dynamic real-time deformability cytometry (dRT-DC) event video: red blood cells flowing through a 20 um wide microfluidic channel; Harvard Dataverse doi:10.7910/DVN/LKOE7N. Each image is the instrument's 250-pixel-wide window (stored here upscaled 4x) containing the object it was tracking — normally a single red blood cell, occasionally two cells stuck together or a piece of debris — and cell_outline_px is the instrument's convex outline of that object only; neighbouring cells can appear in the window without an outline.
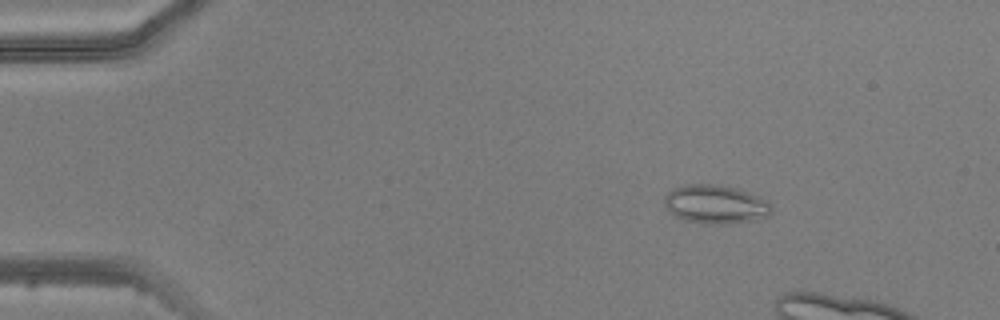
{"species": "common noctule bat (a hibernating species)", "species_latin": "Nyctalus noctula", "temperature_condition": "warm", "stored_images_in_passage": 4, "camera_frame_rate_fps": 3000, "um_per_image_px": 0.085, "animal": {"sex": "male", "body_mass_g": 20.5, "forearm_length_mm": 52.5}, "frame": {"image": 1, "passage_image": 2, "time_ms": 1.0, "image_size_px": [1000, 320], "cell_outline_px": [[772, 212], [768, 216], [756, 220], [712, 224], [704, 224], [688, 220], [676, 216], [664, 204], [664, 196], [672, 188], [684, 184], [720, 184], [736, 188], [760, 196], [768, 200], [772, 204]], "centroid_in_image_um": [60.85, 17.34], "position_along_channel_um": 24.1, "area_um2": 24.22}}